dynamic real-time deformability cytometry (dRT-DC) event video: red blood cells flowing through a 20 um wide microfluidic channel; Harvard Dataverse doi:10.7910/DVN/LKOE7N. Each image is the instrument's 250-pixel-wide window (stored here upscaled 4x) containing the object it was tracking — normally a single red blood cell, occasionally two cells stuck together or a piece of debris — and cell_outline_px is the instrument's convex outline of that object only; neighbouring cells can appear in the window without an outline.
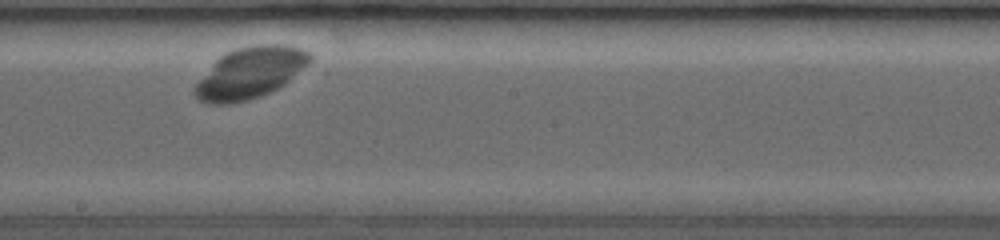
{"species": "common noctule bat (a hibernating species)", "species_latin": "Nyctalus noctula", "temperature_condition": "room temperature", "stored_images_in_passage": 33, "camera_frame_rate_fps": 3500, "um_per_image_px": 0.085, "animal": {"sex": "female", "body_mass_g": 19.0, "forearm_length_mm": 53.3}, "frame": {"image": 1, "passage_image": 17, "time_ms": 4.571, "image_size_px": [1000, 240], "cell_outline_px": [[312, 60], [308, 64], [284, 84], [268, 92], [244, 100], [200, 100], [196, 96], [196, 84], [212, 64], [220, 56], [236, 48], [256, 44], [284, 44], [304, 48], [312, 52]], "centroid_in_image_um": [21.38, 6.08], "position_along_channel_um": 226.8, "area_um2": 32.95}}